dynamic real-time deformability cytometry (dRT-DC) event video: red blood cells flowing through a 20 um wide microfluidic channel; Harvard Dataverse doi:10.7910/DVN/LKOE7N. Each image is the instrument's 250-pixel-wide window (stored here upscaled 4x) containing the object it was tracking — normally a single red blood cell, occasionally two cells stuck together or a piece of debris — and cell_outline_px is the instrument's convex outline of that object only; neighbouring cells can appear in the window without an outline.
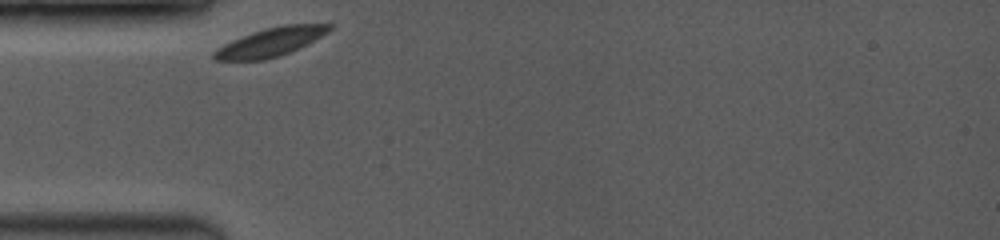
{"species": "common noctule bat (a hibernating species)", "species_latin": "Nyctalus noctula", "temperature_condition": "room temperature", "stored_images_in_passage": 8, "camera_frame_rate_fps": 3500, "um_per_image_px": 0.085, "animal": {"sex": "female", "body_mass_g": 19.0, "forearm_length_mm": 53.3}, "frame": {"image": 1, "passage_image": 1, "time_ms": 0.0, "image_size_px": [1000, 240], "cell_outline_px": [[332, 28], [328, 32], [280, 56], [264, 60], [216, 60], [212, 56], [212, 52], [216, 48], [232, 40], [252, 32], [264, 28], [284, 24], [332, 24]], "centroid_in_image_um": [22.94, 3.57], "position_along_channel_um": 62.1, "area_um2": 18.9}}
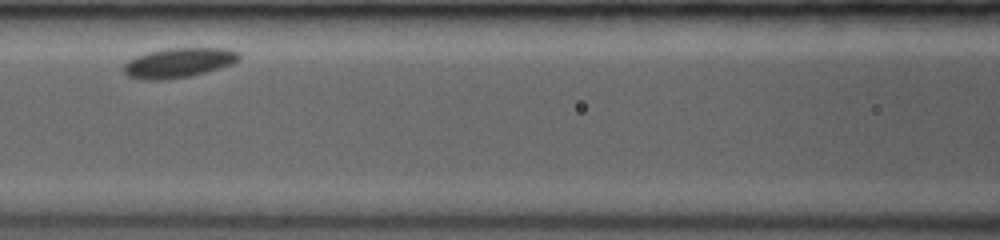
{"frame": {"image": 2, "passage_image": 5, "time_ms": 2.571, "image_size_px": [1000, 240], "cell_outline_px": [[240, 60], [232, 64], [220, 68], [192, 76], [164, 80], [140, 80], [128, 76], [124, 72], [124, 64], [128, 60], [136, 56], [148, 52], [164, 48], [228, 48], [240, 52]], "centroid_in_image_um": [15.2, 5.33], "position_along_channel_um": 151.4, "area_um2": 20.29}}
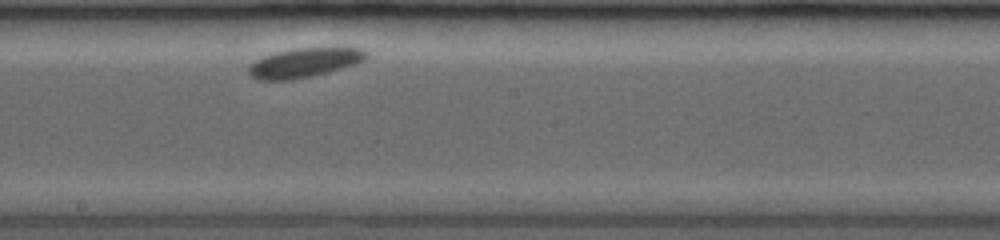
{"frame": {"image": 3, "passage_image": 8, "time_ms": 4.571, "image_size_px": [1000, 240], "cell_outline_px": [[368, 56], [364, 60], [356, 64], [292, 80], [256, 80], [248, 72], [248, 64], [264, 56], [276, 52], [296, 48], [364, 48], [368, 52]], "centroid_in_image_um": [25.84, 5.32], "position_along_channel_um": 222.4, "area_um2": 19.88}}